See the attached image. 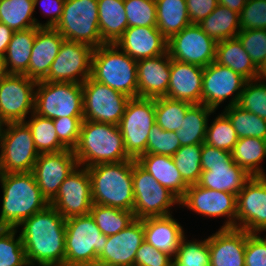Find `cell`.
I'll return each mask as SVG.
<instances>
[{"label": "cell", "mask_w": 266, "mask_h": 266, "mask_svg": "<svg viewBox=\"0 0 266 266\" xmlns=\"http://www.w3.org/2000/svg\"><path fill=\"white\" fill-rule=\"evenodd\" d=\"M20 236L29 266L65 265L66 219L52 206L22 221Z\"/></svg>", "instance_id": "6da1fadb"}, {"label": "cell", "mask_w": 266, "mask_h": 266, "mask_svg": "<svg viewBox=\"0 0 266 266\" xmlns=\"http://www.w3.org/2000/svg\"><path fill=\"white\" fill-rule=\"evenodd\" d=\"M3 190L0 228L18 229L23 220L50 205L32 172L0 173Z\"/></svg>", "instance_id": "7a4b0ae2"}, {"label": "cell", "mask_w": 266, "mask_h": 266, "mask_svg": "<svg viewBox=\"0 0 266 266\" xmlns=\"http://www.w3.org/2000/svg\"><path fill=\"white\" fill-rule=\"evenodd\" d=\"M78 166L118 163L132 159L125 150L119 125L83 120L80 138L73 150Z\"/></svg>", "instance_id": "3957f363"}, {"label": "cell", "mask_w": 266, "mask_h": 266, "mask_svg": "<svg viewBox=\"0 0 266 266\" xmlns=\"http://www.w3.org/2000/svg\"><path fill=\"white\" fill-rule=\"evenodd\" d=\"M87 170L91 179L93 204L133 212V159L100 163Z\"/></svg>", "instance_id": "277c9868"}, {"label": "cell", "mask_w": 266, "mask_h": 266, "mask_svg": "<svg viewBox=\"0 0 266 266\" xmlns=\"http://www.w3.org/2000/svg\"><path fill=\"white\" fill-rule=\"evenodd\" d=\"M91 77L130 98L138 97L137 61L115 44L93 50Z\"/></svg>", "instance_id": "5b68a950"}, {"label": "cell", "mask_w": 266, "mask_h": 266, "mask_svg": "<svg viewBox=\"0 0 266 266\" xmlns=\"http://www.w3.org/2000/svg\"><path fill=\"white\" fill-rule=\"evenodd\" d=\"M107 242L90 214L66 219L65 266H87L97 261Z\"/></svg>", "instance_id": "8992f818"}, {"label": "cell", "mask_w": 266, "mask_h": 266, "mask_svg": "<svg viewBox=\"0 0 266 266\" xmlns=\"http://www.w3.org/2000/svg\"><path fill=\"white\" fill-rule=\"evenodd\" d=\"M54 28L65 40L93 49L105 44L99 31L97 0H65L62 16Z\"/></svg>", "instance_id": "52a82bcc"}, {"label": "cell", "mask_w": 266, "mask_h": 266, "mask_svg": "<svg viewBox=\"0 0 266 266\" xmlns=\"http://www.w3.org/2000/svg\"><path fill=\"white\" fill-rule=\"evenodd\" d=\"M0 149V173L32 172L40 155L25 122L0 125Z\"/></svg>", "instance_id": "ba28073f"}, {"label": "cell", "mask_w": 266, "mask_h": 266, "mask_svg": "<svg viewBox=\"0 0 266 266\" xmlns=\"http://www.w3.org/2000/svg\"><path fill=\"white\" fill-rule=\"evenodd\" d=\"M34 113L57 119L69 116H84L83 89L79 83L37 81Z\"/></svg>", "instance_id": "9c48e42d"}, {"label": "cell", "mask_w": 266, "mask_h": 266, "mask_svg": "<svg viewBox=\"0 0 266 266\" xmlns=\"http://www.w3.org/2000/svg\"><path fill=\"white\" fill-rule=\"evenodd\" d=\"M133 213L135 219L171 215L170 207L180 200L156 181L133 159Z\"/></svg>", "instance_id": "30bf717a"}, {"label": "cell", "mask_w": 266, "mask_h": 266, "mask_svg": "<svg viewBox=\"0 0 266 266\" xmlns=\"http://www.w3.org/2000/svg\"><path fill=\"white\" fill-rule=\"evenodd\" d=\"M155 124V98H130L119 128L126 153L132 159L146 153L149 132Z\"/></svg>", "instance_id": "8fae6325"}, {"label": "cell", "mask_w": 266, "mask_h": 266, "mask_svg": "<svg viewBox=\"0 0 266 266\" xmlns=\"http://www.w3.org/2000/svg\"><path fill=\"white\" fill-rule=\"evenodd\" d=\"M84 120L119 125L130 97L94 80L82 83Z\"/></svg>", "instance_id": "7c38bea8"}, {"label": "cell", "mask_w": 266, "mask_h": 266, "mask_svg": "<svg viewBox=\"0 0 266 266\" xmlns=\"http://www.w3.org/2000/svg\"><path fill=\"white\" fill-rule=\"evenodd\" d=\"M36 84L37 81L26 75L5 74L1 78L0 125L24 122L34 112Z\"/></svg>", "instance_id": "4fadbf2b"}, {"label": "cell", "mask_w": 266, "mask_h": 266, "mask_svg": "<svg viewBox=\"0 0 266 266\" xmlns=\"http://www.w3.org/2000/svg\"><path fill=\"white\" fill-rule=\"evenodd\" d=\"M93 50L89 45L64 40L42 81L84 83L91 76Z\"/></svg>", "instance_id": "5bb4252c"}, {"label": "cell", "mask_w": 266, "mask_h": 266, "mask_svg": "<svg viewBox=\"0 0 266 266\" xmlns=\"http://www.w3.org/2000/svg\"><path fill=\"white\" fill-rule=\"evenodd\" d=\"M216 44L198 24H190L168 39L171 59L206 67L215 61Z\"/></svg>", "instance_id": "9a60e30c"}, {"label": "cell", "mask_w": 266, "mask_h": 266, "mask_svg": "<svg viewBox=\"0 0 266 266\" xmlns=\"http://www.w3.org/2000/svg\"><path fill=\"white\" fill-rule=\"evenodd\" d=\"M246 82L239 73L214 61L203 70L202 104L216 111L221 102L233 96L226 107L236 105Z\"/></svg>", "instance_id": "2e32d148"}, {"label": "cell", "mask_w": 266, "mask_h": 266, "mask_svg": "<svg viewBox=\"0 0 266 266\" xmlns=\"http://www.w3.org/2000/svg\"><path fill=\"white\" fill-rule=\"evenodd\" d=\"M180 205L208 217L226 216L227 221L221 228H237V196L229 192H222L190 185Z\"/></svg>", "instance_id": "e0dca14e"}, {"label": "cell", "mask_w": 266, "mask_h": 266, "mask_svg": "<svg viewBox=\"0 0 266 266\" xmlns=\"http://www.w3.org/2000/svg\"><path fill=\"white\" fill-rule=\"evenodd\" d=\"M92 205L90 175L86 167L80 166L63 181L50 202L65 219L89 214Z\"/></svg>", "instance_id": "ac0fdd59"}, {"label": "cell", "mask_w": 266, "mask_h": 266, "mask_svg": "<svg viewBox=\"0 0 266 266\" xmlns=\"http://www.w3.org/2000/svg\"><path fill=\"white\" fill-rule=\"evenodd\" d=\"M237 228L248 233L266 231V176H253L237 195Z\"/></svg>", "instance_id": "d6986e66"}, {"label": "cell", "mask_w": 266, "mask_h": 266, "mask_svg": "<svg viewBox=\"0 0 266 266\" xmlns=\"http://www.w3.org/2000/svg\"><path fill=\"white\" fill-rule=\"evenodd\" d=\"M74 151L66 149L56 153L40 154L32 173L44 197L50 203L57 195L60 185L77 168Z\"/></svg>", "instance_id": "ffe728a7"}, {"label": "cell", "mask_w": 266, "mask_h": 266, "mask_svg": "<svg viewBox=\"0 0 266 266\" xmlns=\"http://www.w3.org/2000/svg\"><path fill=\"white\" fill-rule=\"evenodd\" d=\"M143 241V219H135L117 234L107 236L105 248L97 260L114 266H134L136 251Z\"/></svg>", "instance_id": "44dd1931"}, {"label": "cell", "mask_w": 266, "mask_h": 266, "mask_svg": "<svg viewBox=\"0 0 266 266\" xmlns=\"http://www.w3.org/2000/svg\"><path fill=\"white\" fill-rule=\"evenodd\" d=\"M115 45L134 60L167 53V38L157 27H128Z\"/></svg>", "instance_id": "7402d4cb"}, {"label": "cell", "mask_w": 266, "mask_h": 266, "mask_svg": "<svg viewBox=\"0 0 266 266\" xmlns=\"http://www.w3.org/2000/svg\"><path fill=\"white\" fill-rule=\"evenodd\" d=\"M210 266H245L246 231L220 228L208 237Z\"/></svg>", "instance_id": "603a6c76"}, {"label": "cell", "mask_w": 266, "mask_h": 266, "mask_svg": "<svg viewBox=\"0 0 266 266\" xmlns=\"http://www.w3.org/2000/svg\"><path fill=\"white\" fill-rule=\"evenodd\" d=\"M171 58L167 53L137 60L138 97H166L170 80Z\"/></svg>", "instance_id": "cb8c5ba5"}, {"label": "cell", "mask_w": 266, "mask_h": 266, "mask_svg": "<svg viewBox=\"0 0 266 266\" xmlns=\"http://www.w3.org/2000/svg\"><path fill=\"white\" fill-rule=\"evenodd\" d=\"M204 68L171 59L167 98L202 104V79Z\"/></svg>", "instance_id": "d4e9b609"}, {"label": "cell", "mask_w": 266, "mask_h": 266, "mask_svg": "<svg viewBox=\"0 0 266 266\" xmlns=\"http://www.w3.org/2000/svg\"><path fill=\"white\" fill-rule=\"evenodd\" d=\"M64 37L51 27H40L35 36L27 72L24 74L35 81H42L59 53Z\"/></svg>", "instance_id": "484cf974"}, {"label": "cell", "mask_w": 266, "mask_h": 266, "mask_svg": "<svg viewBox=\"0 0 266 266\" xmlns=\"http://www.w3.org/2000/svg\"><path fill=\"white\" fill-rule=\"evenodd\" d=\"M144 240L155 247L175 257L180 242L184 235V229L172 215L162 217H150L143 219Z\"/></svg>", "instance_id": "4316f807"}, {"label": "cell", "mask_w": 266, "mask_h": 266, "mask_svg": "<svg viewBox=\"0 0 266 266\" xmlns=\"http://www.w3.org/2000/svg\"><path fill=\"white\" fill-rule=\"evenodd\" d=\"M136 162L179 200L184 197L189 186L183 181L171 156L142 154Z\"/></svg>", "instance_id": "83f0119b"}, {"label": "cell", "mask_w": 266, "mask_h": 266, "mask_svg": "<svg viewBox=\"0 0 266 266\" xmlns=\"http://www.w3.org/2000/svg\"><path fill=\"white\" fill-rule=\"evenodd\" d=\"M250 178L231 158L226 164L208 165V171H202L198 185L237 196Z\"/></svg>", "instance_id": "f1b7e54d"}, {"label": "cell", "mask_w": 266, "mask_h": 266, "mask_svg": "<svg viewBox=\"0 0 266 266\" xmlns=\"http://www.w3.org/2000/svg\"><path fill=\"white\" fill-rule=\"evenodd\" d=\"M215 62L231 68L247 80L261 77L259 68L253 63L238 37L216 44Z\"/></svg>", "instance_id": "f546056e"}, {"label": "cell", "mask_w": 266, "mask_h": 266, "mask_svg": "<svg viewBox=\"0 0 266 266\" xmlns=\"http://www.w3.org/2000/svg\"><path fill=\"white\" fill-rule=\"evenodd\" d=\"M39 28L33 27L27 30L14 31L3 56L5 74L24 75L27 72L33 43Z\"/></svg>", "instance_id": "4dcf8cb0"}, {"label": "cell", "mask_w": 266, "mask_h": 266, "mask_svg": "<svg viewBox=\"0 0 266 266\" xmlns=\"http://www.w3.org/2000/svg\"><path fill=\"white\" fill-rule=\"evenodd\" d=\"M99 31L105 44H115L128 28L124 0H97Z\"/></svg>", "instance_id": "1f68e13d"}, {"label": "cell", "mask_w": 266, "mask_h": 266, "mask_svg": "<svg viewBox=\"0 0 266 266\" xmlns=\"http://www.w3.org/2000/svg\"><path fill=\"white\" fill-rule=\"evenodd\" d=\"M157 28L167 38L191 24L185 0H155Z\"/></svg>", "instance_id": "d6a6232c"}, {"label": "cell", "mask_w": 266, "mask_h": 266, "mask_svg": "<svg viewBox=\"0 0 266 266\" xmlns=\"http://www.w3.org/2000/svg\"><path fill=\"white\" fill-rule=\"evenodd\" d=\"M231 156L233 161L251 177L266 176L260 162L266 157V140L255 137L238 139Z\"/></svg>", "instance_id": "836d02e7"}, {"label": "cell", "mask_w": 266, "mask_h": 266, "mask_svg": "<svg viewBox=\"0 0 266 266\" xmlns=\"http://www.w3.org/2000/svg\"><path fill=\"white\" fill-rule=\"evenodd\" d=\"M214 112L204 104H192L187 109L181 128L176 131L181 146L204 143L208 118Z\"/></svg>", "instance_id": "e575fe53"}, {"label": "cell", "mask_w": 266, "mask_h": 266, "mask_svg": "<svg viewBox=\"0 0 266 266\" xmlns=\"http://www.w3.org/2000/svg\"><path fill=\"white\" fill-rule=\"evenodd\" d=\"M198 25L205 34L218 43L225 39L237 37L240 32L239 13L218 5Z\"/></svg>", "instance_id": "d590c367"}, {"label": "cell", "mask_w": 266, "mask_h": 266, "mask_svg": "<svg viewBox=\"0 0 266 266\" xmlns=\"http://www.w3.org/2000/svg\"><path fill=\"white\" fill-rule=\"evenodd\" d=\"M34 0H0V23L6 24L13 31L43 27L33 17Z\"/></svg>", "instance_id": "8d00e7d4"}, {"label": "cell", "mask_w": 266, "mask_h": 266, "mask_svg": "<svg viewBox=\"0 0 266 266\" xmlns=\"http://www.w3.org/2000/svg\"><path fill=\"white\" fill-rule=\"evenodd\" d=\"M29 121H24L33 136L35 147L39 154L56 153L64 151L66 148L59 142L53 120L31 114Z\"/></svg>", "instance_id": "74e56055"}, {"label": "cell", "mask_w": 266, "mask_h": 266, "mask_svg": "<svg viewBox=\"0 0 266 266\" xmlns=\"http://www.w3.org/2000/svg\"><path fill=\"white\" fill-rule=\"evenodd\" d=\"M89 214L106 236L117 234L135 220L132 211L96 204L92 205Z\"/></svg>", "instance_id": "f35d334b"}, {"label": "cell", "mask_w": 266, "mask_h": 266, "mask_svg": "<svg viewBox=\"0 0 266 266\" xmlns=\"http://www.w3.org/2000/svg\"><path fill=\"white\" fill-rule=\"evenodd\" d=\"M235 129L238 139L255 137L266 140V120L237 105L225 108L223 112Z\"/></svg>", "instance_id": "ab89813d"}, {"label": "cell", "mask_w": 266, "mask_h": 266, "mask_svg": "<svg viewBox=\"0 0 266 266\" xmlns=\"http://www.w3.org/2000/svg\"><path fill=\"white\" fill-rule=\"evenodd\" d=\"M189 102L174 100L167 97L155 98L156 124L163 130L176 132L181 128Z\"/></svg>", "instance_id": "60d3db41"}, {"label": "cell", "mask_w": 266, "mask_h": 266, "mask_svg": "<svg viewBox=\"0 0 266 266\" xmlns=\"http://www.w3.org/2000/svg\"><path fill=\"white\" fill-rule=\"evenodd\" d=\"M202 144L181 146L172 156L183 181L188 185L198 184L201 173Z\"/></svg>", "instance_id": "b9f144b4"}, {"label": "cell", "mask_w": 266, "mask_h": 266, "mask_svg": "<svg viewBox=\"0 0 266 266\" xmlns=\"http://www.w3.org/2000/svg\"><path fill=\"white\" fill-rule=\"evenodd\" d=\"M17 232L0 228V266H29L21 236L15 237Z\"/></svg>", "instance_id": "7bdbcfd3"}, {"label": "cell", "mask_w": 266, "mask_h": 266, "mask_svg": "<svg viewBox=\"0 0 266 266\" xmlns=\"http://www.w3.org/2000/svg\"><path fill=\"white\" fill-rule=\"evenodd\" d=\"M196 241H186L185 236L182 238L173 258V266H210L208 238Z\"/></svg>", "instance_id": "ee69618b"}, {"label": "cell", "mask_w": 266, "mask_h": 266, "mask_svg": "<svg viewBox=\"0 0 266 266\" xmlns=\"http://www.w3.org/2000/svg\"><path fill=\"white\" fill-rule=\"evenodd\" d=\"M237 141L235 129L224 113L218 115L210 126L207 124L204 143L232 152Z\"/></svg>", "instance_id": "f6af8a7d"}, {"label": "cell", "mask_w": 266, "mask_h": 266, "mask_svg": "<svg viewBox=\"0 0 266 266\" xmlns=\"http://www.w3.org/2000/svg\"><path fill=\"white\" fill-rule=\"evenodd\" d=\"M262 79L247 80L236 105L266 120V80Z\"/></svg>", "instance_id": "bcb514c9"}, {"label": "cell", "mask_w": 266, "mask_h": 266, "mask_svg": "<svg viewBox=\"0 0 266 266\" xmlns=\"http://www.w3.org/2000/svg\"><path fill=\"white\" fill-rule=\"evenodd\" d=\"M128 27H157L155 0H124Z\"/></svg>", "instance_id": "7dc6e473"}, {"label": "cell", "mask_w": 266, "mask_h": 266, "mask_svg": "<svg viewBox=\"0 0 266 266\" xmlns=\"http://www.w3.org/2000/svg\"><path fill=\"white\" fill-rule=\"evenodd\" d=\"M181 147L176 132L163 130L155 124L149 132L145 154L173 156Z\"/></svg>", "instance_id": "c3c4849f"}, {"label": "cell", "mask_w": 266, "mask_h": 266, "mask_svg": "<svg viewBox=\"0 0 266 266\" xmlns=\"http://www.w3.org/2000/svg\"><path fill=\"white\" fill-rule=\"evenodd\" d=\"M253 63L260 68L266 58V30L250 29L237 34Z\"/></svg>", "instance_id": "681fc988"}, {"label": "cell", "mask_w": 266, "mask_h": 266, "mask_svg": "<svg viewBox=\"0 0 266 266\" xmlns=\"http://www.w3.org/2000/svg\"><path fill=\"white\" fill-rule=\"evenodd\" d=\"M84 116H69L53 119L59 142L66 148L74 150L80 138V128Z\"/></svg>", "instance_id": "f907efd6"}, {"label": "cell", "mask_w": 266, "mask_h": 266, "mask_svg": "<svg viewBox=\"0 0 266 266\" xmlns=\"http://www.w3.org/2000/svg\"><path fill=\"white\" fill-rule=\"evenodd\" d=\"M240 31L266 30V0H247L239 13Z\"/></svg>", "instance_id": "816d5d0a"}, {"label": "cell", "mask_w": 266, "mask_h": 266, "mask_svg": "<svg viewBox=\"0 0 266 266\" xmlns=\"http://www.w3.org/2000/svg\"><path fill=\"white\" fill-rule=\"evenodd\" d=\"M134 266H173V257L144 240L136 251Z\"/></svg>", "instance_id": "f5cc1de1"}, {"label": "cell", "mask_w": 266, "mask_h": 266, "mask_svg": "<svg viewBox=\"0 0 266 266\" xmlns=\"http://www.w3.org/2000/svg\"><path fill=\"white\" fill-rule=\"evenodd\" d=\"M245 266H266V241L246 231Z\"/></svg>", "instance_id": "db71d44e"}, {"label": "cell", "mask_w": 266, "mask_h": 266, "mask_svg": "<svg viewBox=\"0 0 266 266\" xmlns=\"http://www.w3.org/2000/svg\"><path fill=\"white\" fill-rule=\"evenodd\" d=\"M191 24H199L219 5L218 0H185Z\"/></svg>", "instance_id": "11a10c76"}, {"label": "cell", "mask_w": 266, "mask_h": 266, "mask_svg": "<svg viewBox=\"0 0 266 266\" xmlns=\"http://www.w3.org/2000/svg\"><path fill=\"white\" fill-rule=\"evenodd\" d=\"M232 158L231 152L215 148L206 143L202 144L201 167L202 171H208V165L226 164Z\"/></svg>", "instance_id": "9f6ffc18"}, {"label": "cell", "mask_w": 266, "mask_h": 266, "mask_svg": "<svg viewBox=\"0 0 266 266\" xmlns=\"http://www.w3.org/2000/svg\"><path fill=\"white\" fill-rule=\"evenodd\" d=\"M65 0H34V9L38 3H41V8L43 13L50 16V19L43 24V27H51L54 28L56 24L59 22L64 6Z\"/></svg>", "instance_id": "6f0895ef"}, {"label": "cell", "mask_w": 266, "mask_h": 266, "mask_svg": "<svg viewBox=\"0 0 266 266\" xmlns=\"http://www.w3.org/2000/svg\"><path fill=\"white\" fill-rule=\"evenodd\" d=\"M14 31L6 24L0 23V56H4Z\"/></svg>", "instance_id": "680465c9"}, {"label": "cell", "mask_w": 266, "mask_h": 266, "mask_svg": "<svg viewBox=\"0 0 266 266\" xmlns=\"http://www.w3.org/2000/svg\"><path fill=\"white\" fill-rule=\"evenodd\" d=\"M247 0H218L219 5L240 13Z\"/></svg>", "instance_id": "91938a15"}, {"label": "cell", "mask_w": 266, "mask_h": 266, "mask_svg": "<svg viewBox=\"0 0 266 266\" xmlns=\"http://www.w3.org/2000/svg\"><path fill=\"white\" fill-rule=\"evenodd\" d=\"M260 76L265 80L266 79V58L264 64L259 68Z\"/></svg>", "instance_id": "94428289"}, {"label": "cell", "mask_w": 266, "mask_h": 266, "mask_svg": "<svg viewBox=\"0 0 266 266\" xmlns=\"http://www.w3.org/2000/svg\"><path fill=\"white\" fill-rule=\"evenodd\" d=\"M87 266H114V265H111L109 263H105V262H101V261L97 260V261H94L92 264H89Z\"/></svg>", "instance_id": "6125c7cd"}, {"label": "cell", "mask_w": 266, "mask_h": 266, "mask_svg": "<svg viewBox=\"0 0 266 266\" xmlns=\"http://www.w3.org/2000/svg\"><path fill=\"white\" fill-rule=\"evenodd\" d=\"M5 75V71H4V68H3V57L0 56V80L1 78Z\"/></svg>", "instance_id": "be15d7a7"}]
</instances>
